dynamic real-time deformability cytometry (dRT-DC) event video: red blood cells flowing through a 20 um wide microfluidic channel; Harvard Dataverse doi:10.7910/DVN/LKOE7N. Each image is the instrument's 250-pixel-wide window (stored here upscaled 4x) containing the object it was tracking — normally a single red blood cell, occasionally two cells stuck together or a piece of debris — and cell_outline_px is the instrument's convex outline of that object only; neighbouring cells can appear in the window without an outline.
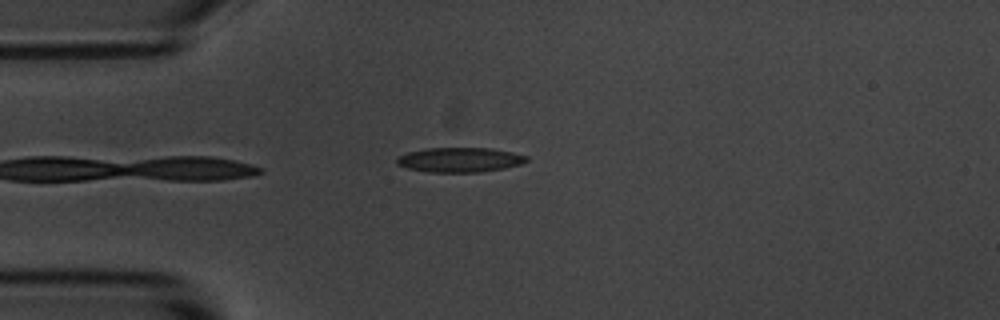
{"species": "common noctule bat (a hibernating species)", "species_latin": "Nyctalus noctula", "temperature_condition": "room temperature", "stored_images_in_passage": 4, "camera_frame_rate_fps": 3000, "um_per_image_px": 0.085, "animal": {"sex": "male", "body_mass_g": 20.1, "forearm_length_mm": 53.5}, "frame": {"image": 1, "passage_image": 4, "time_ms": 3.333, "image_size_px": [1000, 320], "cell_outline_px": [[528, 160], [520, 164], [504, 168], [480, 172], [428, 172], [408, 168], [396, 164], [396, 156], [408, 152], [428, 148], [492, 148], [512, 152], [528, 156]], "centroid_in_image_um": [39.06, 13.58], "position_along_channel_um": 45.9, "area_um2": 18.67}}